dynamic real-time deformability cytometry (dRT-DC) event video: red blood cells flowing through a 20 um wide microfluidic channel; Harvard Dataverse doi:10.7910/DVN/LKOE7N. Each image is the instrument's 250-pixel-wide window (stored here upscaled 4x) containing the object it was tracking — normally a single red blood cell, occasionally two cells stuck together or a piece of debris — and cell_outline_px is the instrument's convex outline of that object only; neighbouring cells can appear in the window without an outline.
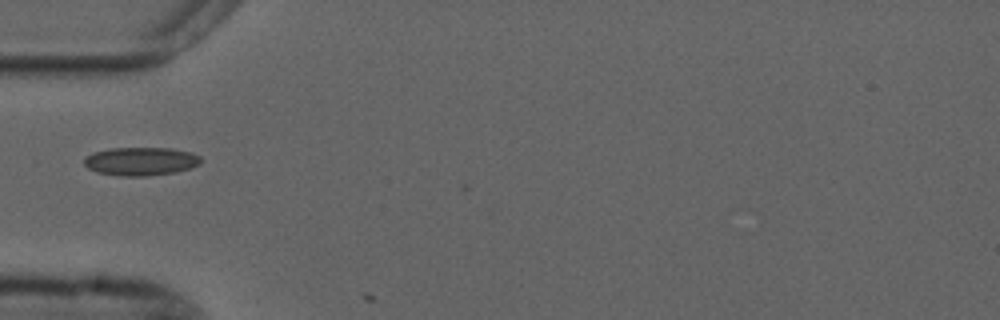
{"species": "common noctule bat (a hibernating species)", "species_latin": "Nyctalus noctula", "temperature_condition": "cold", "stored_images_in_passage": 2, "camera_frame_rate_fps": 3000, "um_per_image_px": 0.085, "animal": {"sex": "male", "forearm_length_mm": 52.5}, "frame": {"image": 1, "passage_image": 1, "time_ms": 0.0, "image_size_px": [1000, 320], "cell_outline_px": [[200, 164], [192, 168], [176, 172], [144, 176], [120, 176], [96, 172], [88, 168], [84, 164], [84, 156], [92, 152], [112, 148], [172, 148], [192, 152], [200, 156]], "centroid_in_image_um": [11.96, 13.71], "position_along_channel_um": 73.0, "area_um2": 19.48}}